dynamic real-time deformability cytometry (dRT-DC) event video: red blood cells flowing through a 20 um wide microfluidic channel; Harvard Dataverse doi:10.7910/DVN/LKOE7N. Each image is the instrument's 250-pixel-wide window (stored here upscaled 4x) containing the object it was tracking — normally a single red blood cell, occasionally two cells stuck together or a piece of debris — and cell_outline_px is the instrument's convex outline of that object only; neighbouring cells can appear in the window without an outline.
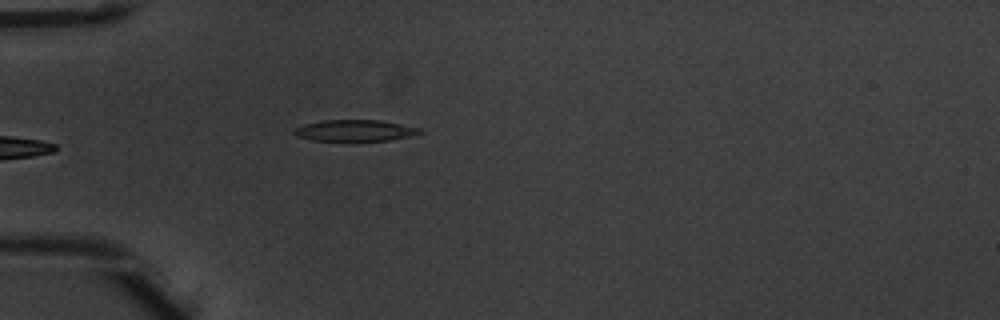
{"species": "common noctule bat (a hibernating species)", "species_latin": "Nyctalus noctula", "temperature_condition": "warm", "stored_images_in_passage": 6, "camera_frame_rate_fps": 3000, "um_per_image_px": 0.085, "animal": {"sex": "male", "body_mass_g": 20.1, "forearm_length_mm": 53.5}, "frame": {"image": 1, "passage_image": 6, "time_ms": 1.667, "image_size_px": [1000, 320], "cell_outline_px": [[424, 132], [408, 136], [388, 140], [312, 140], [296, 136], [292, 132], [296, 128], [304, 124], [324, 120], [380, 120], [420, 128]], "centroid_in_image_um": [30.14, 11.08], "position_along_channel_um": 54.9, "area_um2": 15.32}}